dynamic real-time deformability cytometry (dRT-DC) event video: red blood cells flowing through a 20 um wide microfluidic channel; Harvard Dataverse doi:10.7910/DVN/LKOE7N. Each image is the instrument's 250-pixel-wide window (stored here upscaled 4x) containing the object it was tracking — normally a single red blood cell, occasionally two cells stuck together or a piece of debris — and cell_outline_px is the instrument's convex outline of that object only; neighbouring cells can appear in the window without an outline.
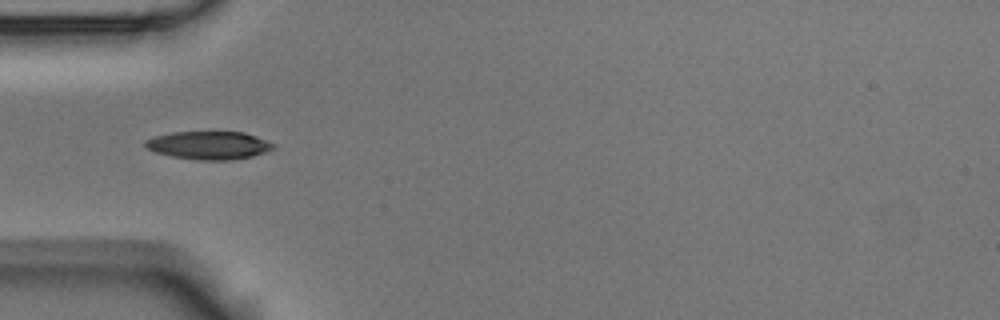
{"species": "Egyptian fruit bat (a non-hibernating species)", "species_latin": "Rousettus aegyptiacus", "temperature_condition": "room temperature", "stored_images_in_passage": 6, "camera_frame_rate_fps": 3000, "um_per_image_px": 0.085, "animal": {"sex": "male"}, "frame": {"image": 1, "passage_image": 4, "time_ms": 1.0, "image_size_px": [1000, 320], "cell_outline_px": [[276, 148], [252, 156], [232, 160], [200, 160], [172, 156], [156, 152], [148, 148], [144, 144], [144, 140], [156, 136], [172, 132], [244, 132], [256, 136], [276, 144]], "centroid_in_image_um": [17.79, 12.35], "position_along_channel_um": 67.2, "area_um2": 20.87}}
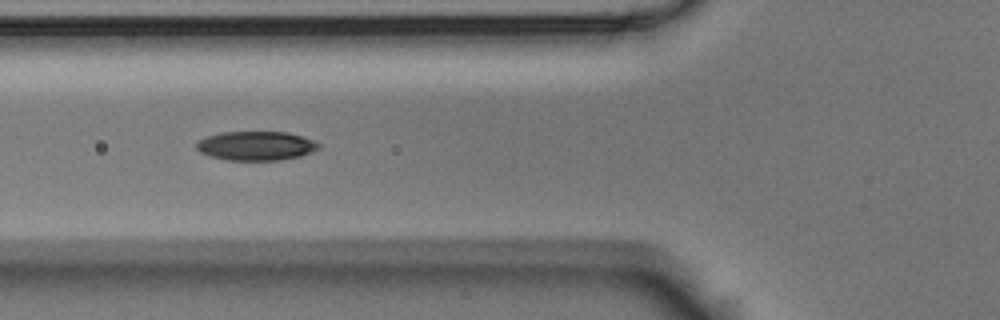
{"frame": {"image": 2, "passage_image": 5, "time_ms": 1.333, "image_size_px": [1000, 320], "cell_outline_px": [[320, 148], [300, 156], [276, 160], [228, 160], [212, 156], [200, 152], [196, 148], [196, 144], [200, 140], [208, 136], [220, 132], [288, 132], [312, 140], [320, 144]], "centroid_in_image_um": [21.76, 12.39], "position_along_channel_um": 104.0, "area_um2": 20.46}}
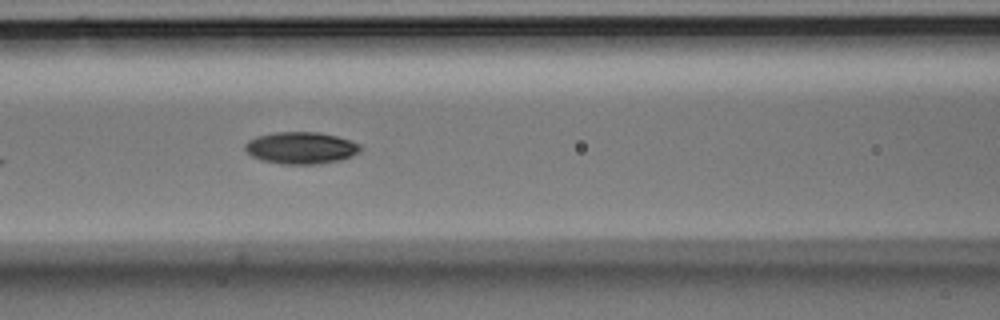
{"frame": {"image": 3, "passage_image": 6, "time_ms": 1.667, "image_size_px": [1000, 320], "cell_outline_px": [[364, 148], [360, 152], [352, 156], [340, 160], [320, 164], [280, 164], [260, 160], [252, 156], [244, 148], [244, 144], [248, 140], [256, 136], [276, 132], [316, 132], [336, 136], [360, 144]], "centroid_in_image_um": [25.58, 12.58], "position_along_channel_um": 141.0, "area_um2": 21.62}}